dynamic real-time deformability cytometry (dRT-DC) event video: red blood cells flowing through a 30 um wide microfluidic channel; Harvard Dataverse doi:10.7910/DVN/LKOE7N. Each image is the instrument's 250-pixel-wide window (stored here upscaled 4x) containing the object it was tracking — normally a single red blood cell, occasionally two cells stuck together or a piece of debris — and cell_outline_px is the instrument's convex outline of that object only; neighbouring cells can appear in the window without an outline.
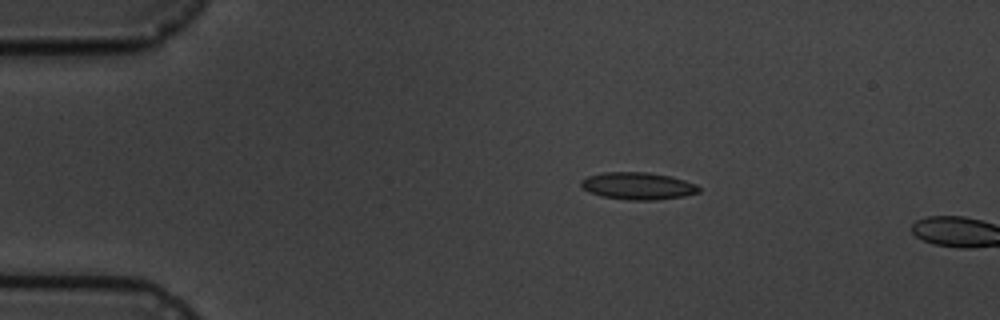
{"species": "common noctule bat (a hibernating species)", "species_latin": "Nyctalus noctula", "temperature_condition": "cold", "stored_images_in_passage": 4, "camera_frame_rate_fps": 3000, "um_per_image_px": 0.085, "animal": {"sex": "male", "body_mass_g": 19.5, "forearm_length_mm": 54.6}, "frame": {"image": 1, "passage_image": 3, "time_ms": 3.0, "image_size_px": [1000, 320], "cell_outline_px": [[700, 192], [684, 196], [656, 200], [628, 200], [600, 196], [588, 192], [580, 184], [580, 180], [588, 176], [604, 172], [648, 172], [668, 176], [684, 180], [696, 184], [700, 188]], "centroid_in_image_um": [54.2, 15.81], "position_along_channel_um": 30.8, "area_um2": 18.73}}